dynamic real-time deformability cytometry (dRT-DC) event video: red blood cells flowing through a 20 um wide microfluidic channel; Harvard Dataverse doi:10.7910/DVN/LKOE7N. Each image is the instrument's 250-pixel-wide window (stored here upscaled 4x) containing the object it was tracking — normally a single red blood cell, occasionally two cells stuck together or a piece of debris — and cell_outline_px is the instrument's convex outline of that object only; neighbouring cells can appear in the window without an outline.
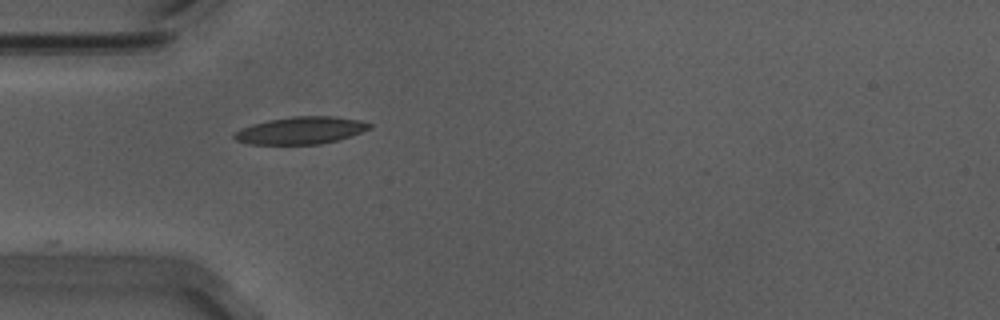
{"species": "Egyptian fruit bat (a non-hibernating species)", "species_latin": "Rousettus aegyptiacus", "temperature_condition": "warm", "stored_images_in_passage": 26, "camera_frame_rate_fps": 3000, "um_per_image_px": 0.085, "animal": {"sex": "male"}, "frame": {"image": 1, "passage_image": 1, "time_ms": 0.0, "image_size_px": [1000, 320], "cell_outline_px": [[372, 128], [352, 136], [320, 144], [248, 144], [236, 140], [232, 136], [236, 132], [252, 124], [268, 120], [292, 116], [336, 116], [360, 120], [372, 124]], "centroid_in_image_um": [25.61, 11.08], "position_along_channel_um": 59.4, "area_um2": 21.5}}
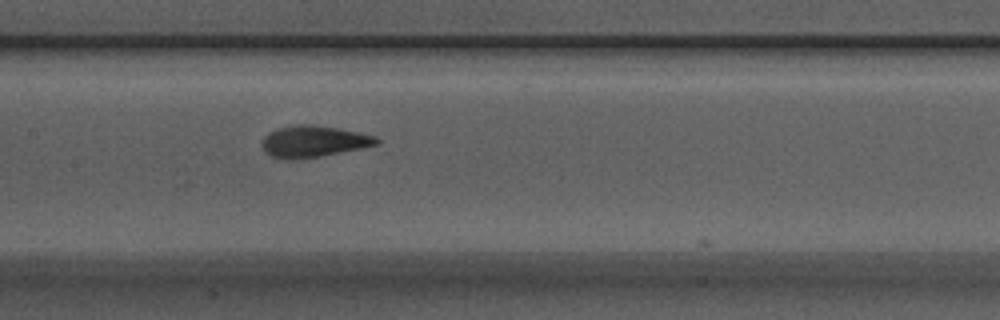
{"frame": {"image": 2, "passage_image": 11, "time_ms": 3.333, "image_size_px": [1000, 320], "cell_outline_px": [[380, 144], [320, 156], [272, 156], [260, 144], [264, 136], [268, 132], [276, 128], [296, 124], [312, 124], [360, 132], [376, 136], [380, 140]], "centroid_in_image_um": [26.71, 11.95], "position_along_channel_um": 180.7, "area_um2": 20.29}}
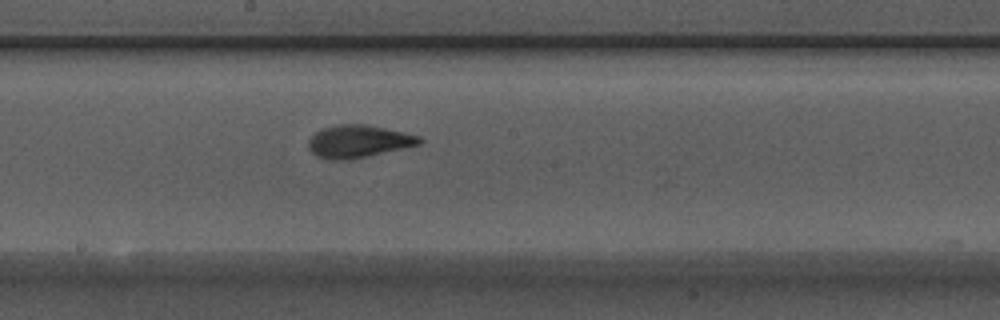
{"frame": {"image": 3, "passage_image": 14, "time_ms": 4.333, "image_size_px": [1000, 320], "cell_outline_px": [[424, 140], [420, 144], [404, 148], [368, 156], [348, 160], [332, 160], [316, 156], [308, 148], [308, 140], [320, 128], [340, 124], [364, 124], [404, 132], [420, 136]], "centroid_in_image_um": [30.45, 12.02], "position_along_channel_um": 217.7, "area_um2": 21.1}}